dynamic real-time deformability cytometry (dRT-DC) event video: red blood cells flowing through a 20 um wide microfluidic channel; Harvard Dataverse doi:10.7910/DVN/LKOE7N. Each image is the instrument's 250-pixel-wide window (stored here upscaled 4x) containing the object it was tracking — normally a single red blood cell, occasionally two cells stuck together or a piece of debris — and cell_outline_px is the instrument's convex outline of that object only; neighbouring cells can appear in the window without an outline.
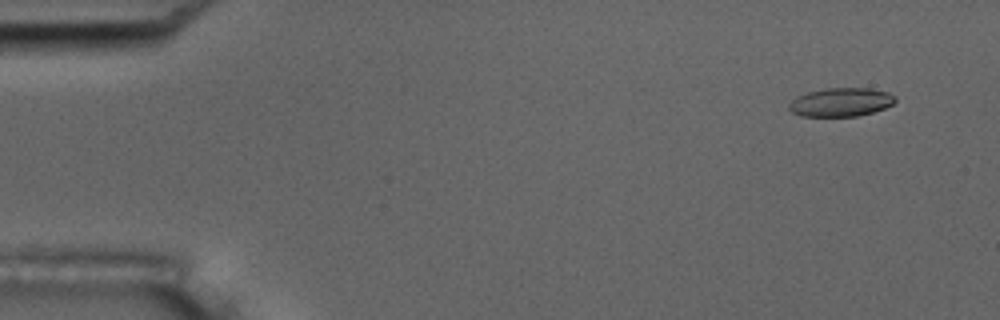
{"species": "common noctule bat (a hibernating species)", "species_latin": "Nyctalus noctula", "temperature_condition": "room temperature", "stored_images_in_passage": 6, "camera_frame_rate_fps": 3000, "um_per_image_px": 0.085, "animal": {"sex": "male", "body_mass_g": 17.5, "forearm_length_mm": 52.3}, "frame": {"image": 1, "passage_image": 1, "time_ms": 0.0, "image_size_px": [1000, 320], "cell_outline_px": [[896, 100], [892, 104], [884, 108], [872, 112], [856, 116], [800, 116], [792, 112], [788, 108], [788, 104], [796, 96], [808, 92], [828, 88], [868, 88], [888, 92], [896, 96]], "centroid_in_image_um": [71.46, 8.68], "position_along_channel_um": 13.5, "area_um2": 17.69}}